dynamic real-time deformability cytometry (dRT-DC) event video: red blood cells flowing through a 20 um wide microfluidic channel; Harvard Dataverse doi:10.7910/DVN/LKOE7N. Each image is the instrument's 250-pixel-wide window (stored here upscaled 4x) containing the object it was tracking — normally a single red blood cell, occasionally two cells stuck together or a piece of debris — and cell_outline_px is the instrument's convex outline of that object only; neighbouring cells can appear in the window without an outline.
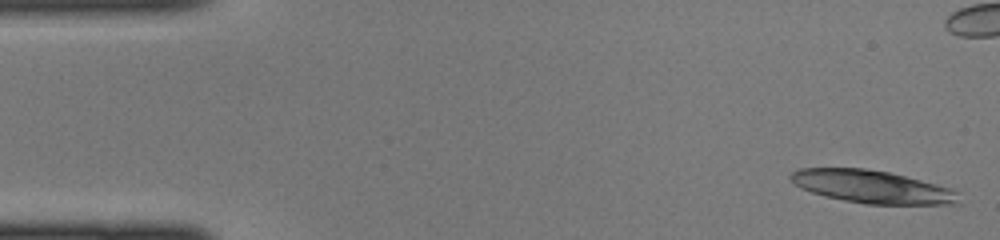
{"species": "common noctule bat (a hibernating species)", "species_latin": "Nyctalus noctula", "temperature_condition": "cold", "stored_images_in_passage": 19, "camera_frame_rate_fps": 3000, "um_per_image_px": 0.085, "animal": {"sex": "female", "body_mass_g": 22.0, "forearm_length_mm": 56.7}, "frame": {"image": 1, "passage_image": 1, "time_ms": 0.0, "image_size_px": [1000, 240], "cell_outline_px": [[960, 204], [864, 204], [824, 196], [800, 188], [788, 176], [792, 172], [800, 168], [864, 168], [888, 172], [936, 184], [960, 192]], "centroid_in_image_um": [74.14, 15.88], "position_along_channel_um": 10.9, "area_um2": 32.02}}